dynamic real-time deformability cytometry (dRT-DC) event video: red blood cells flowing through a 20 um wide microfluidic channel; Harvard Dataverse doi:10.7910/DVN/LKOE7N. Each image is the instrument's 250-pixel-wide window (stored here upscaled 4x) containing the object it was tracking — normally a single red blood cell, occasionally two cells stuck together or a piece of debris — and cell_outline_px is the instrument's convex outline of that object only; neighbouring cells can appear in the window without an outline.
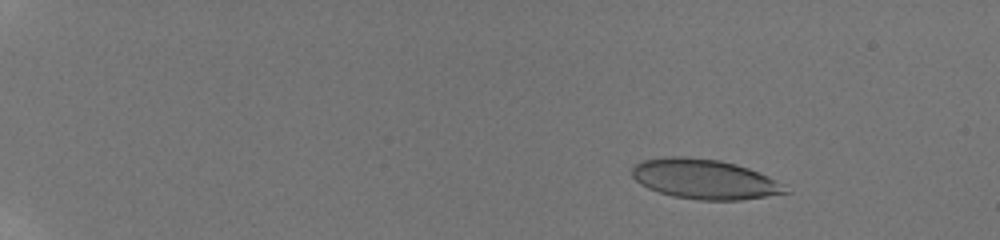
{"species": "human", "species_latin": "Homo sapiens", "temperature_condition": "room temperature", "stored_images_in_passage": 35, "camera_frame_rate_fps": 3000, "um_per_image_px": 0.085, "donor": {"sex": "male"}, "frame": {"image": 1, "passage_image": 9, "time_ms": 1.667, "image_size_px": [1000, 240], "cell_outline_px": [[792, 192], [740, 200], [700, 200], [672, 196], [648, 188], [640, 184], [632, 176], [632, 168], [636, 164], [644, 160], [664, 156], [688, 156], [720, 160], [736, 164], [748, 168], [768, 176], [784, 184]], "centroid_in_image_um": [59.89, 15.22], "position_along_channel_um": 25.1, "area_um2": 35.72}}
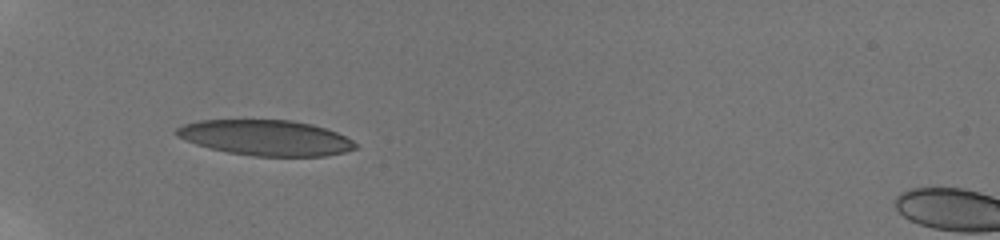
{"frame": {"image": 2, "passage_image": 27, "time_ms": 6.0, "image_size_px": [1000, 240], "cell_outline_px": [[356, 148], [344, 152], [324, 156], [252, 156], [228, 152], [208, 148], [184, 140], [176, 136], [176, 128], [184, 124], [200, 120], [292, 120], [312, 124], [336, 132], [352, 140], [356, 144]], "centroid_in_image_um": [22.56, 11.71], "position_along_channel_um": 62.4, "area_um2": 36.93}}
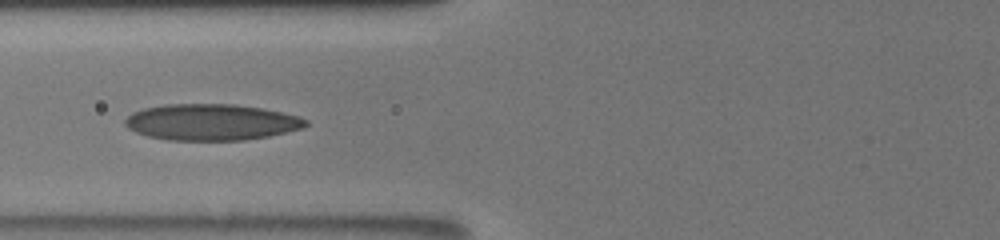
{"frame": {"image": 3, "passage_image": 34, "time_ms": 7.667, "image_size_px": [1000, 240], "cell_outline_px": [[308, 124], [304, 128], [268, 136], [244, 140], [168, 140], [148, 136], [136, 132], [128, 128], [124, 124], [124, 120], [132, 112], [144, 108], [164, 104], [236, 104], [260, 108], [300, 116], [308, 120]], "centroid_in_image_um": [17.96, 10.38], "position_along_channel_um": 107.8, "area_um2": 38.26}}